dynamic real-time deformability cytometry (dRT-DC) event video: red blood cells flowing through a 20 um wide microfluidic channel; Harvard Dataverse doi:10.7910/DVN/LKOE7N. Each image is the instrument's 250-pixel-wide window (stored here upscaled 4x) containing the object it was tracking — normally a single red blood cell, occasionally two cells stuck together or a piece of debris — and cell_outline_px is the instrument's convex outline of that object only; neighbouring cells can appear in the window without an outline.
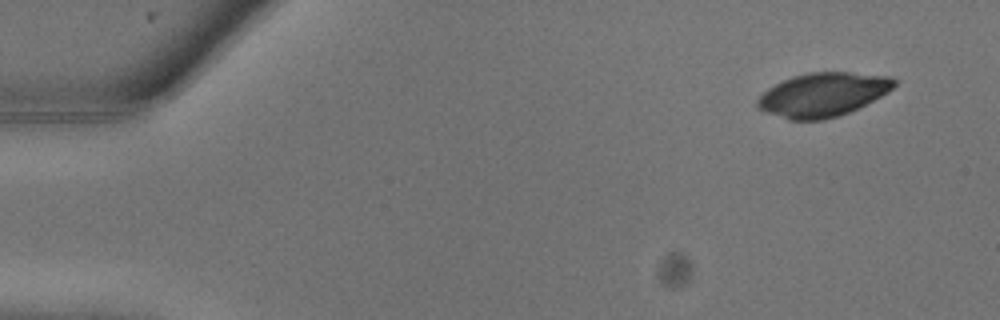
{"species": "common noctule bat (a hibernating species)", "species_latin": "Nyctalus noctula", "temperature_condition": "warm", "stored_images_in_passage": 23, "camera_frame_rate_fps": 3000, "um_per_image_px": 0.085, "animal": {"sex": "male", "body_mass_g": 13.3}, "frame": {"image": 1, "passage_image": 1, "time_ms": 0.0, "image_size_px": [1000, 320], "cell_outline_px": [[896, 84], [888, 92], [848, 112], [824, 120], [788, 120], [756, 108], [756, 100], [768, 88], [792, 76], [808, 72], [848, 72], [892, 76], [896, 80]], "centroid_in_image_um": [69.92, 8.04], "position_along_channel_um": 15.1, "area_um2": 34.74}}
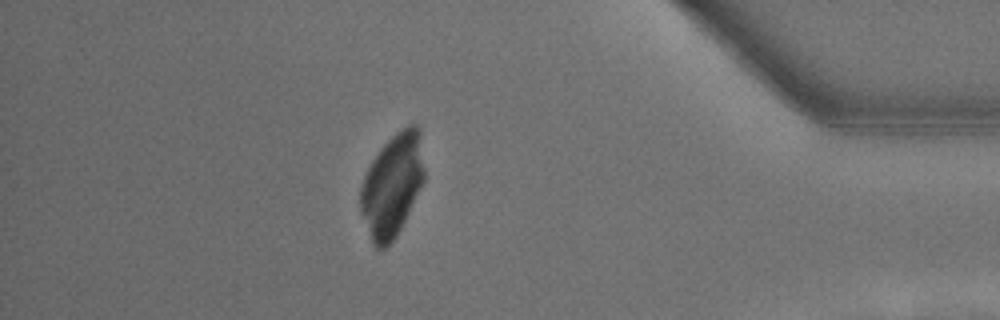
{"frame": {"image": 2, "passage_image": 21, "time_ms": 6.667, "image_size_px": [1000, 320], "cell_outline_px": [[424, 180], [396, 236], [384, 248], [376, 248], [372, 244], [360, 212], [360, 184], [372, 160], [380, 148], [396, 132], [408, 124], [416, 124], [420, 128], [424, 168]], "centroid_in_image_um": [33.32, 15.72], "position_along_channel_um": 401.9, "area_um2": 38.09}}